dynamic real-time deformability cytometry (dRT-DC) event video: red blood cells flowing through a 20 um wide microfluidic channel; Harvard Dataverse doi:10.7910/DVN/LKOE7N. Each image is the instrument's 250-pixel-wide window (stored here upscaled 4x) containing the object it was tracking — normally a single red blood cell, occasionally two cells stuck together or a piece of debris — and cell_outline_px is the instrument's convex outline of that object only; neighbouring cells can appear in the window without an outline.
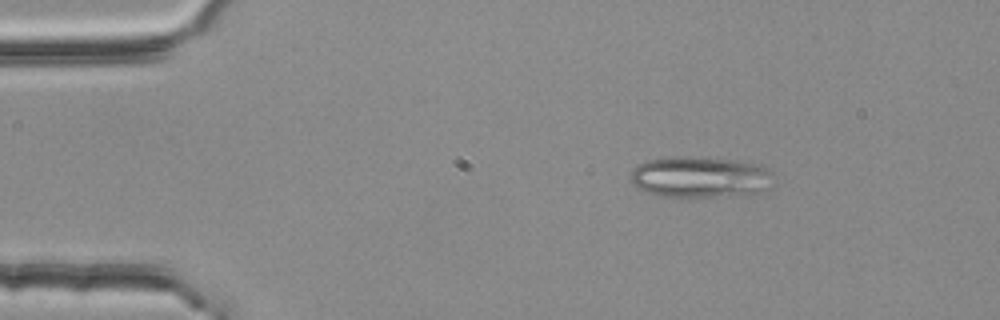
{"species": "common noctule bat (a hibernating species)", "species_latin": "Nyctalus noctula", "temperature_condition": "room temperature", "stored_images_in_passage": 3, "camera_frame_rate_fps": 3000, "um_per_image_px": 0.085, "animal": {"sex": "female", "body_mass_g": 25.1}, "frame": {"image": 1, "passage_image": 2, "time_ms": 0.333, "image_size_px": [1000, 320], "cell_outline_px": [[776, 184], [772, 188], [748, 196], [660, 196], [644, 192], [632, 184], [632, 168], [636, 164], [648, 160], [672, 156], [676, 156], [740, 160], [756, 164], [772, 172]], "centroid_in_image_um": [59.58, 15.06], "position_along_channel_um": 25.4, "area_um2": 34.91}}